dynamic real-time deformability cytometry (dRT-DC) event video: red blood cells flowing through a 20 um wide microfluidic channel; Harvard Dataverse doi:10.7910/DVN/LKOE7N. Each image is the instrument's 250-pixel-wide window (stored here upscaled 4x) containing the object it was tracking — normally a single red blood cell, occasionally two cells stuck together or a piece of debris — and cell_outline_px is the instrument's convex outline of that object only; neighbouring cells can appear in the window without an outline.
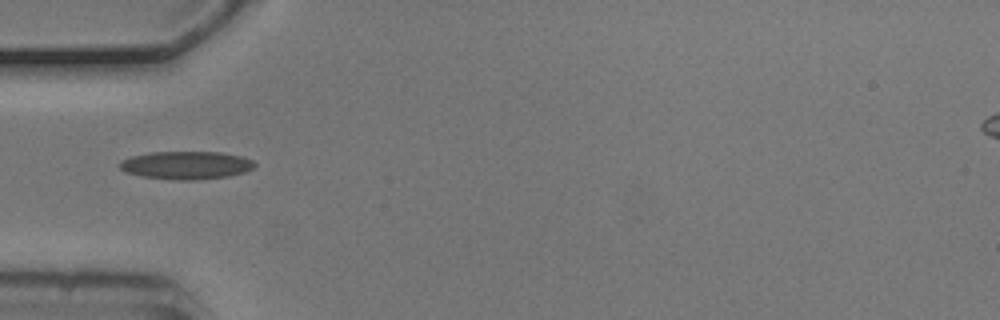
{"species": "common noctule bat (a hibernating species)", "species_latin": "Nyctalus noctula", "temperature_condition": "cold", "stored_images_in_passage": 4, "camera_frame_rate_fps": 3000, "um_per_image_px": 0.085, "animal": {"sex": "male", "body_mass_g": 20.5, "forearm_length_mm": 52.5}, "frame": {"image": 1, "passage_image": 1, "time_ms": 0.0, "image_size_px": [1000, 320], "cell_outline_px": [[256, 164], [252, 168], [244, 172], [228, 176], [196, 180], [172, 180], [140, 176], [124, 172], [120, 168], [120, 160], [132, 156], [152, 152], [220, 152], [240, 156], [252, 160]], "centroid_in_image_um": [15.79, 14.05], "position_along_channel_um": 69.2, "area_um2": 22.02}}
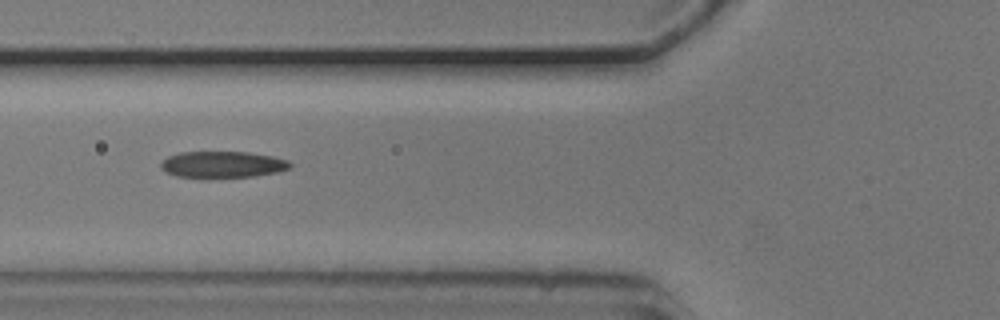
{"frame": {"image": 2, "passage_image": 2, "time_ms": 0.333, "image_size_px": [1000, 320], "cell_outline_px": [[292, 164], [288, 168], [280, 172], [256, 176], [176, 176], [160, 168], [160, 164], [168, 156], [180, 152], [248, 152], [272, 156], [288, 160]], "centroid_in_image_um": [18.96, 13.96], "position_along_channel_um": 106.8, "area_um2": 19.48}}
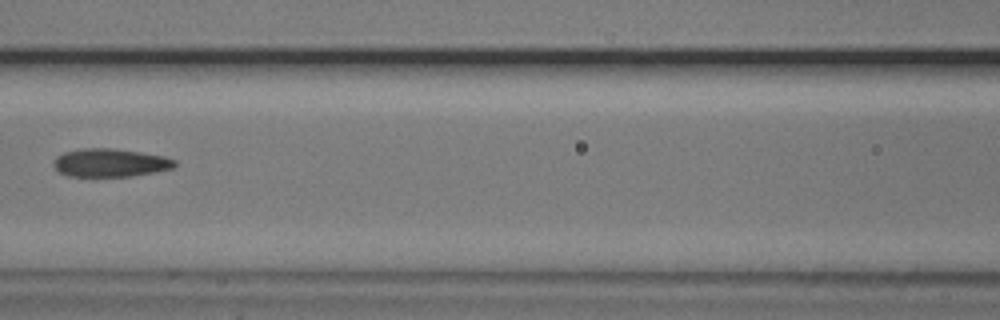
{"frame": {"image": 3, "passage_image": 3, "time_ms": 0.667, "image_size_px": [1000, 320], "cell_outline_px": [[176, 164], [172, 168], [156, 172], [132, 176], [68, 176], [60, 172], [52, 164], [56, 156], [64, 152], [80, 148], [112, 148], [140, 152], [164, 156], [176, 160]], "centroid_in_image_um": [9.36, 13.83], "position_along_channel_um": 157.2, "area_um2": 19.94}}